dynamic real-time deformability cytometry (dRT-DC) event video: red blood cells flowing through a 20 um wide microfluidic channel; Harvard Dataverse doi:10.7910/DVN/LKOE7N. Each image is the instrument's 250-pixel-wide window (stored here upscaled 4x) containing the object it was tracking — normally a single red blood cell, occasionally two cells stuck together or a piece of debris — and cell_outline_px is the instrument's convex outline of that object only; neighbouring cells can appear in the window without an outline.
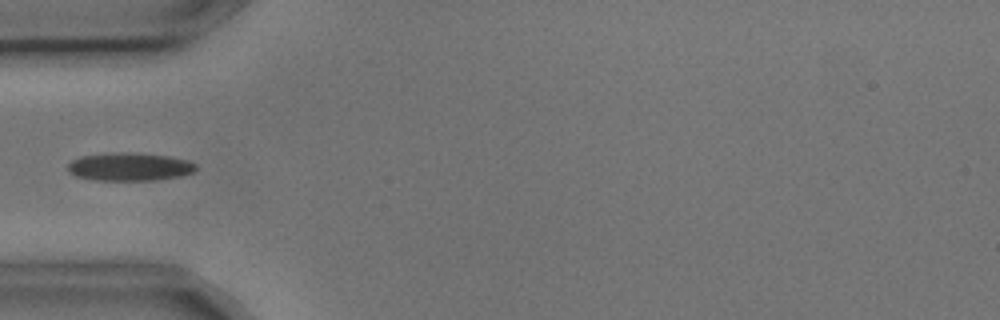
{"species": "common noctule bat (a hibernating species)", "species_latin": "Nyctalus noctula", "temperature_condition": "cold", "stored_images_in_passage": 3, "camera_frame_rate_fps": 3000, "um_per_image_px": 0.085, "animal": {"sex": "male", "body_mass_g": 17.9, "forearm_length_mm": 54.2}, "frame": {"image": 1, "passage_image": 3, "time_ms": 0.667, "image_size_px": [1000, 320], "cell_outline_px": [[196, 168], [192, 172], [180, 176], [152, 180], [96, 180], [76, 176], [68, 172], [68, 164], [72, 160], [80, 156], [112, 152], [136, 152], [168, 156], [188, 160], [196, 164]], "centroid_in_image_um": [10.99, 14.16], "position_along_channel_um": 74.0, "area_um2": 21.04}}